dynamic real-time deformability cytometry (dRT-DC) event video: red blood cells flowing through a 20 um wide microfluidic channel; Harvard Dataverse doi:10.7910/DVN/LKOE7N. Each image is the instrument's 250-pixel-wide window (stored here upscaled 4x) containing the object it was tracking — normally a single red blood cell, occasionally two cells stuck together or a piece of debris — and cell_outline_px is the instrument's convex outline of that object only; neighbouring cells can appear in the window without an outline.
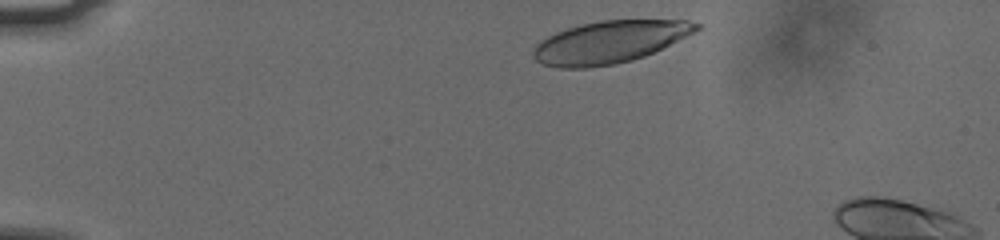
{"species": "human", "species_latin": "Homo sapiens", "temperature_condition": "cold", "stored_images_in_passage": 39, "camera_frame_rate_fps": 3000, "um_per_image_px": 0.085, "donor": {"sex": "male"}, "frame": {"image": 1, "passage_image": 2, "time_ms": 0.333, "image_size_px": [1000, 240], "cell_outline_px": [[700, 28], [644, 56], [632, 60], [616, 64], [588, 68], [560, 68], [544, 64], [536, 60], [532, 56], [532, 48], [540, 40], [556, 32], [580, 24], [600, 20], [688, 20], [700, 24]], "centroid_in_image_um": [51.73, 3.58], "position_along_channel_um": 33.3, "area_um2": 39.82}}
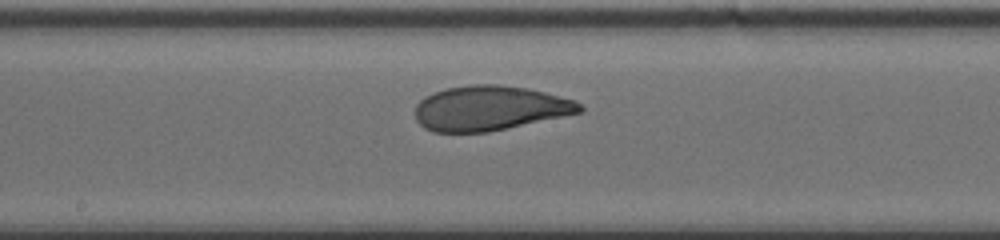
{"frame": {"image": 2, "passage_image": 22, "time_ms": 7.0, "image_size_px": [1000, 240], "cell_outline_px": [[584, 108], [580, 112], [488, 132], [432, 132], [424, 128], [416, 120], [416, 104], [424, 96], [444, 88], [468, 84], [496, 84], [524, 88], [544, 92], [572, 100], [580, 104]], "centroid_in_image_um": [41.55, 9.19], "position_along_channel_um": 206.7, "area_um2": 42.6}}
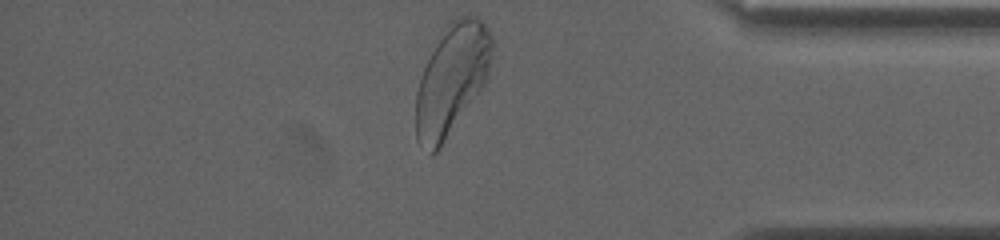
{"frame": {"image": 3, "passage_image": 39, "time_ms": 12.667, "image_size_px": [1000, 240], "cell_outline_px": [[492, 48], [488, 72], [484, 84], [440, 148], [432, 156], [416, 140], [416, 92], [424, 68], [444, 28], [456, 16], [476, 16], [484, 20], [492, 36]], "centroid_in_image_um": [38.4, 6.74], "position_along_channel_um": 396.8, "area_um2": 48.32}, "authors_computed_cell_mechanics": {"area_um2": 43.1188, "velocity_mm_per_s": 3.7385, "shape_relaxation_time_tau1_ms": 4.2945, "shape_relaxation_time_tau2_ms": 0.8803, "deformation_change_tau1": 0.1712, "deformation_change_tau2": 0.0697}}